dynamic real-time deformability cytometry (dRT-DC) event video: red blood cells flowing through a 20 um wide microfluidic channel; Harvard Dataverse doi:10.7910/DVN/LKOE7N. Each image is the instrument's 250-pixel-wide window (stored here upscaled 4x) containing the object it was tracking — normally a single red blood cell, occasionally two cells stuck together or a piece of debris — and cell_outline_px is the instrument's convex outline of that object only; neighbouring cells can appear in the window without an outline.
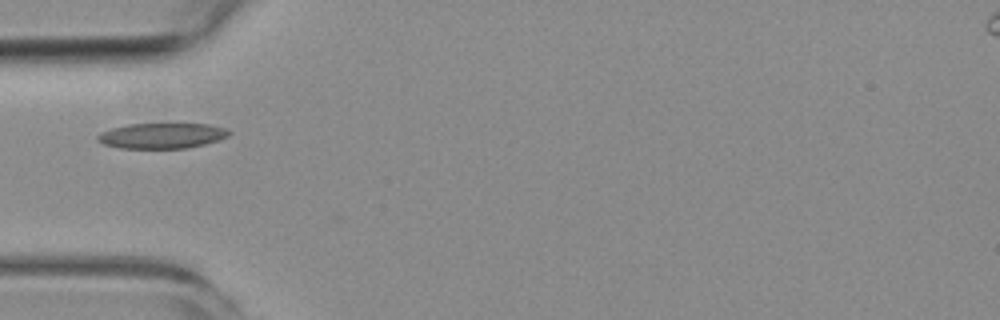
{"species": "common noctule bat (a hibernating species)", "species_latin": "Nyctalus noctula", "temperature_condition": "room temperature", "stored_images_in_passage": 1, "camera_frame_rate_fps": 3000, "um_per_image_px": 0.085, "animal": {"sex": "female", "body_mass_g": 19.3, "forearm_length_mm": 54.1}, "frame": {"image": 1, "passage_image": 1, "time_ms": 0.0, "image_size_px": [1000, 320], "cell_outline_px": [[232, 132], [228, 136], [220, 140], [188, 148], [120, 148], [104, 144], [96, 140], [96, 136], [100, 132], [112, 128], [128, 124], [208, 124], [228, 128]], "centroid_in_image_um": [13.78, 11.53], "position_along_channel_um": 71.2, "area_um2": 19.59}}